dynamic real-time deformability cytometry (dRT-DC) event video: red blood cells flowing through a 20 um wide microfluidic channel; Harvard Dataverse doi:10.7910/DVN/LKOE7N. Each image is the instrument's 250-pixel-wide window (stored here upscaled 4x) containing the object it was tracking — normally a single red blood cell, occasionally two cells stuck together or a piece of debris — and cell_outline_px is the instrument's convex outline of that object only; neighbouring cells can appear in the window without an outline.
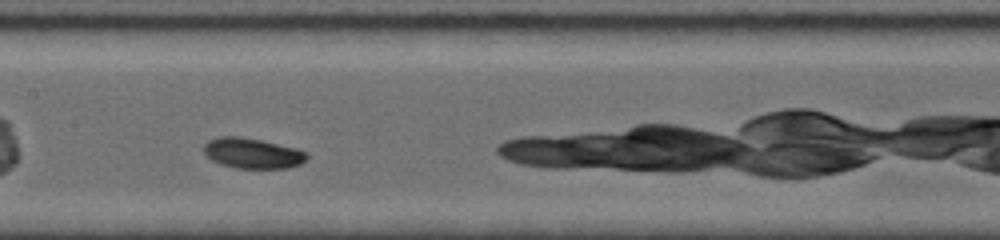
{"species": "common noctule bat (a hibernating species)", "species_latin": "Nyctalus noctula", "temperature_condition": "room temperature", "stored_images_in_passage": 26, "camera_frame_rate_fps": 5000, "um_per_image_px": 0.085, "animal": {"sex": "female", "body_mass_g": 19.0, "forearm_length_mm": 56.7}, "frame": {"image": 1, "passage_image": 8, "time_ms": 2.8, "image_size_px": [1000, 240], "cell_outline_px": [[308, 156], [300, 164], [288, 168], [236, 168], [220, 164], [212, 160], [204, 152], [204, 144], [208, 140], [220, 136], [240, 136], [260, 140], [296, 148], [308, 152]], "centroid_in_image_um": [21.45, 13.02], "position_along_channel_um": 185.9, "area_um2": 18.21}}
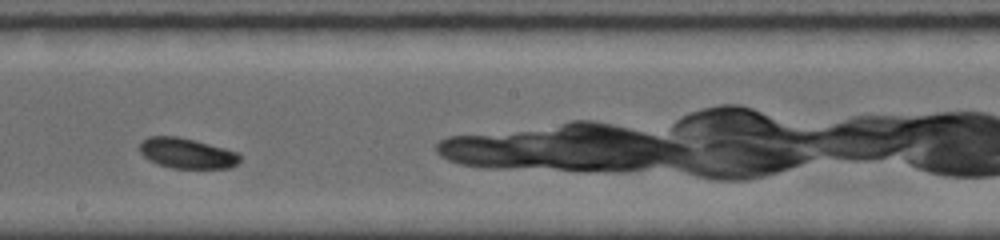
{"frame": {"image": 2, "passage_image": 11, "time_ms": 4.0, "image_size_px": [1000, 240], "cell_outline_px": [[240, 160], [236, 164], [228, 168], [172, 168], [148, 160], [140, 152], [140, 144], [148, 136], [176, 136], [224, 148], [236, 152], [240, 156]], "centroid_in_image_um": [15.87, 13.03], "position_along_channel_um": 232.3, "area_um2": 17.4}}